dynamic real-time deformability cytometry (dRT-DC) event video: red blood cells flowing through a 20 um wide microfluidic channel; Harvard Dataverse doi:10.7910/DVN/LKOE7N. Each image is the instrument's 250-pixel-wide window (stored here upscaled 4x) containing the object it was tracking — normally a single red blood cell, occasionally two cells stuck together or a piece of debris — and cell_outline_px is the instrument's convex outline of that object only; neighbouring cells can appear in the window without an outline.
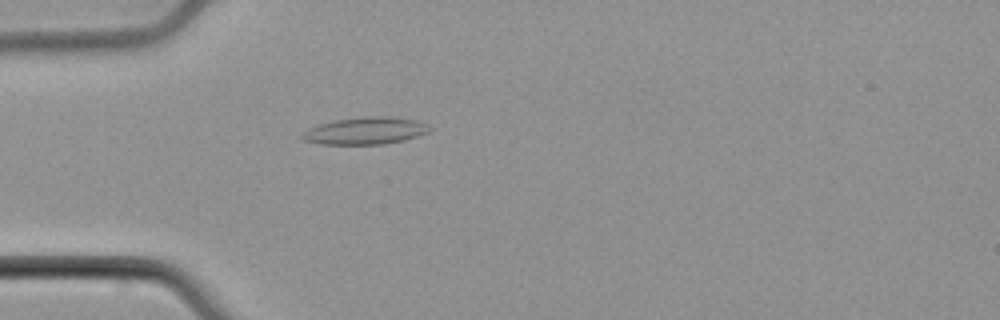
{"species": "common noctule bat (a hibernating species)", "species_latin": "Nyctalus noctula", "temperature_condition": "cold", "stored_images_in_passage": 40, "camera_frame_rate_fps": 3000, "um_per_image_px": 0.085, "animal": {"sex": "male", "body_mass_g": 21.5, "forearm_length_mm": 52.0}, "frame": {"image": 1, "passage_image": 5, "time_ms": 1.333, "image_size_px": [1000, 320], "cell_outline_px": [[432, 128], [428, 132], [404, 140], [384, 144], [320, 144], [304, 140], [300, 136], [308, 128], [320, 124], [336, 120], [360, 116], [392, 116], [416, 120]], "centroid_in_image_um": [31.05, 11.11], "position_along_channel_um": 54.0, "area_um2": 20.11}}
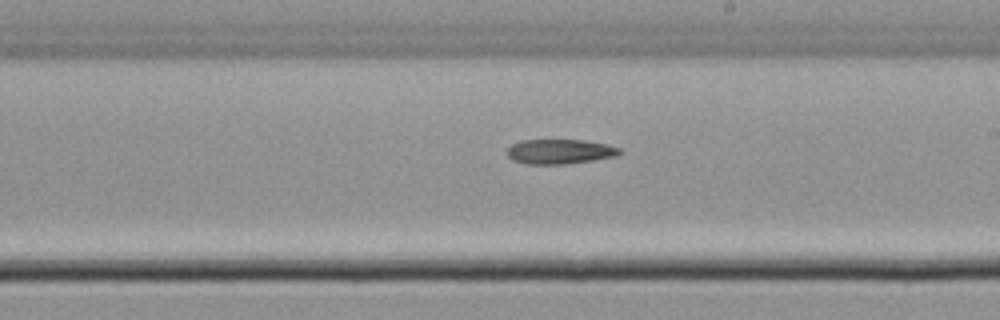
{"frame": {"image": 2, "passage_image": 19, "time_ms": 6.0, "image_size_px": [1000, 320], "cell_outline_px": [[624, 152], [616, 156], [592, 160], [564, 164], [524, 164], [512, 160], [508, 156], [508, 148], [512, 144], [520, 140], [584, 140], [608, 144], [620, 148]], "centroid_in_image_um": [47.6, 12.88], "position_along_channel_um": 241.4, "area_um2": 16.3}}
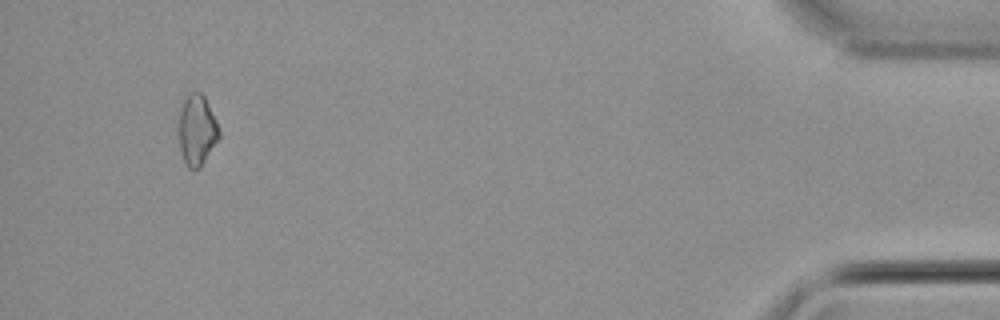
{"frame": {"image": 3, "passage_image": 37, "time_ms": 12.0, "image_size_px": [1000, 320], "cell_outline_px": [[220, 136], [200, 168], [188, 168], [180, 152], [180, 100], [192, 92], [200, 92], [204, 96], [216, 120], [220, 132]], "centroid_in_image_um": [16.74, 11.03], "position_along_channel_um": 418.5, "area_um2": 16.42}}